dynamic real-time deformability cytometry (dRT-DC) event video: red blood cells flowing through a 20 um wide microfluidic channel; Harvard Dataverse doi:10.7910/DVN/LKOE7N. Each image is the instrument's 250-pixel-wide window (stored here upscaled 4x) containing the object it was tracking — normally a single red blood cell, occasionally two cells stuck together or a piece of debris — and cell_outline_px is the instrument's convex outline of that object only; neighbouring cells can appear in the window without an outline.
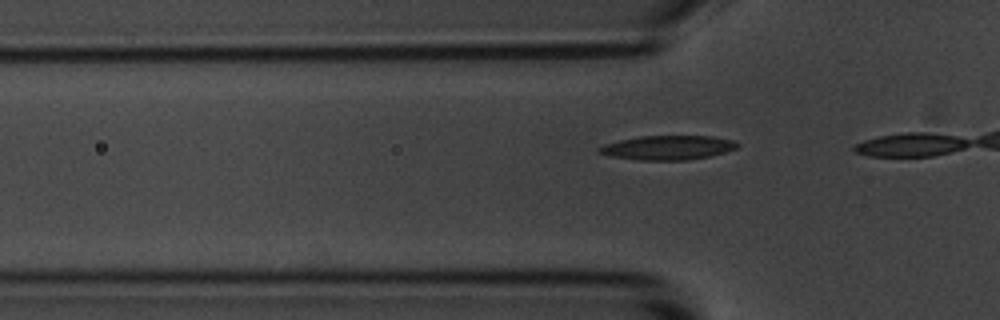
{"species": "common noctule bat (a hibernating species)", "species_latin": "Nyctalus noctula", "temperature_condition": "room temperature", "stored_images_in_passage": 4, "camera_frame_rate_fps": 3000, "um_per_image_px": 0.085, "animal": {"sex": "male", "body_mass_g": 20.1, "forearm_length_mm": 53.5}, "frame": {"image": 1, "passage_image": 3, "time_ms": 0.667, "image_size_px": [1000, 320], "cell_outline_px": [[740, 144], [736, 148], [724, 152], [708, 156], [688, 160], [636, 160], [612, 156], [596, 152], [596, 148], [604, 144], [620, 140], [640, 136], [712, 136], [736, 140]], "centroid_in_image_um": [56.75, 12.54], "position_along_channel_um": 69.0, "area_um2": 19.59}}